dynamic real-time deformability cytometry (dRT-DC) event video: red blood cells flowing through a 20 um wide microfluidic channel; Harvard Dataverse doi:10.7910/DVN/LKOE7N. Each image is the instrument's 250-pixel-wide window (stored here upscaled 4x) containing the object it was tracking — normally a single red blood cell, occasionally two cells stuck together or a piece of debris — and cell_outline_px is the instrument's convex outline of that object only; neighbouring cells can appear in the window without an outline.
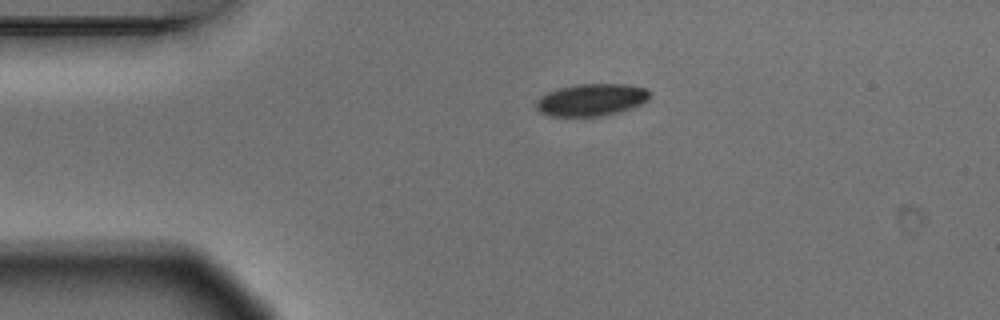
{"species": "Egyptian fruit bat (a non-hibernating species)", "species_latin": "Rousettus aegyptiacus", "temperature_condition": "warm", "stored_images_in_passage": 4, "camera_frame_rate_fps": 3000, "um_per_image_px": 0.085, "animal": {"sex": "male"}, "frame": {"image": 1, "passage_image": 4, "time_ms": 1.0, "image_size_px": [1000, 320], "cell_outline_px": [[652, 96], [648, 100], [632, 108], [604, 116], [552, 116], [540, 112], [536, 108], [536, 100], [540, 96], [548, 92], [560, 88], [576, 84], [624, 84], [648, 88], [652, 92]], "centroid_in_image_um": [50.31, 8.48], "position_along_channel_um": 34.7, "area_um2": 21.5}}